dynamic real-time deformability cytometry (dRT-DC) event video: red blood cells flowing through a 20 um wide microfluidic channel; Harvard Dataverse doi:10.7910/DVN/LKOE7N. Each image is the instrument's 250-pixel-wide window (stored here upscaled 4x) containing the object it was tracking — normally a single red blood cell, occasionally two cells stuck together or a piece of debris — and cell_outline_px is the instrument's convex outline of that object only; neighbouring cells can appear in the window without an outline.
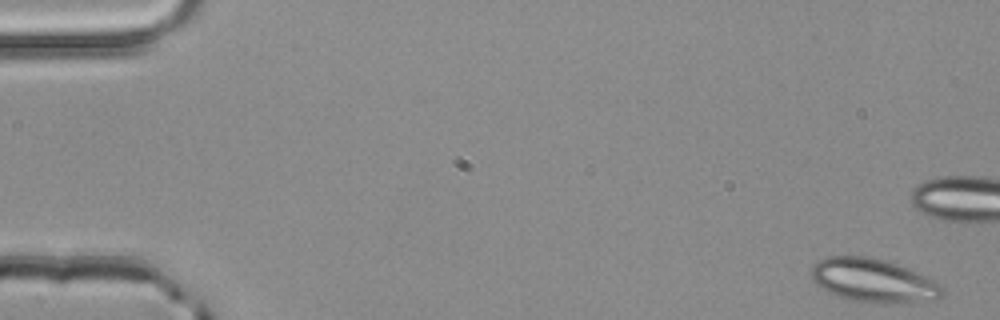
{"species": "common noctule bat (a hibernating species)", "species_latin": "Nyctalus noctula", "temperature_condition": "room temperature", "stored_images_in_passage": 52, "camera_frame_rate_fps": 3000, "um_per_image_px": 0.085, "animal": {"sex": "male", "body_mass_g": 20.4}, "frame": {"image": 1, "passage_image": 1, "time_ms": 0.0, "image_size_px": [1000, 320], "cell_outline_px": [[944, 296], [936, 300], [852, 300], [836, 296], [828, 292], [816, 284], [812, 280], [812, 268], [820, 260], [828, 256], [868, 256], [884, 260], [896, 264], [924, 276], [940, 284], [944, 288]], "centroid_in_image_um": [74.19, 23.8], "position_along_channel_um": 10.8, "area_um2": 31.91}}
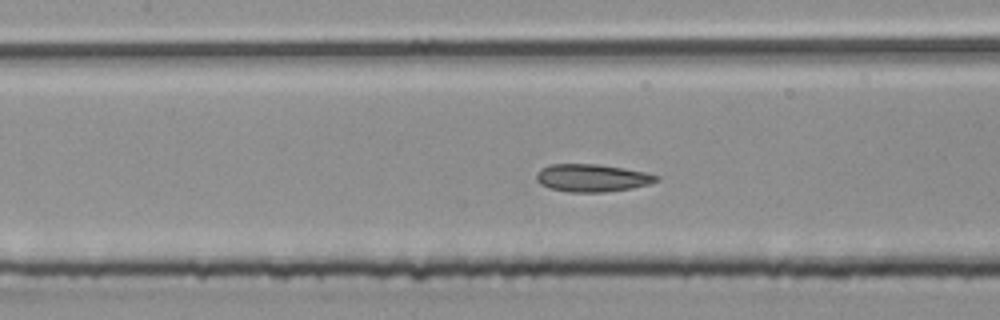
{"frame": {"image": 2, "passage_image": 23, "time_ms": 7.333, "image_size_px": [1000, 320], "cell_outline_px": [[660, 180], [648, 184], [632, 188], [604, 192], [568, 192], [552, 188], [540, 184], [536, 180], [536, 172], [540, 168], [548, 164], [600, 164], [624, 168], [644, 172], [660, 176]], "centroid_in_image_um": [50.31, 15.11], "position_along_channel_um": 157.1, "area_um2": 19.42}}
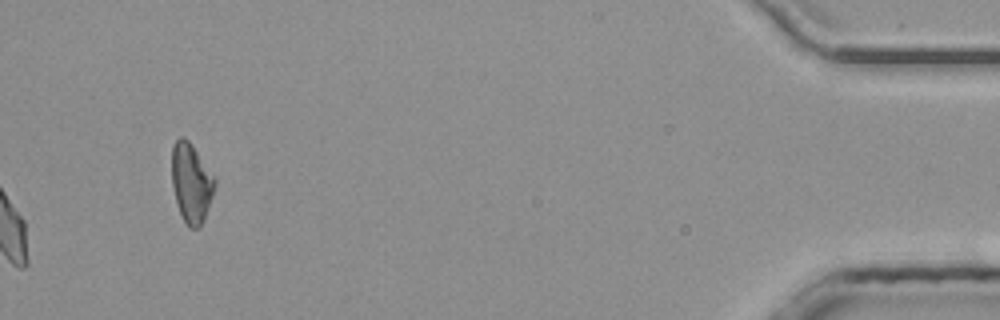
{"frame": {"image": 3, "passage_image": 52, "time_ms": 17.0, "image_size_px": [1000, 320], "cell_outline_px": [[216, 184], [204, 220], [196, 228], [188, 228], [180, 212], [176, 200], [172, 184], [172, 144], [180, 136], [184, 136], [192, 144], [216, 180]], "centroid_in_image_um": [16.25, 15.51], "position_along_channel_um": 419.0, "area_um2": 19.65}, "authors_computed_cell_mechanics": {"area_um2": 19.074, "velocity_mm_per_s": 4.0437, "shape_relaxation_time_tau1_ms": 5.6454, "shape_relaxation_time_tau2_ms": 1.6648, "deformation_change_tau1": 0.1257, "deformation_change_tau2": 0.0879}}